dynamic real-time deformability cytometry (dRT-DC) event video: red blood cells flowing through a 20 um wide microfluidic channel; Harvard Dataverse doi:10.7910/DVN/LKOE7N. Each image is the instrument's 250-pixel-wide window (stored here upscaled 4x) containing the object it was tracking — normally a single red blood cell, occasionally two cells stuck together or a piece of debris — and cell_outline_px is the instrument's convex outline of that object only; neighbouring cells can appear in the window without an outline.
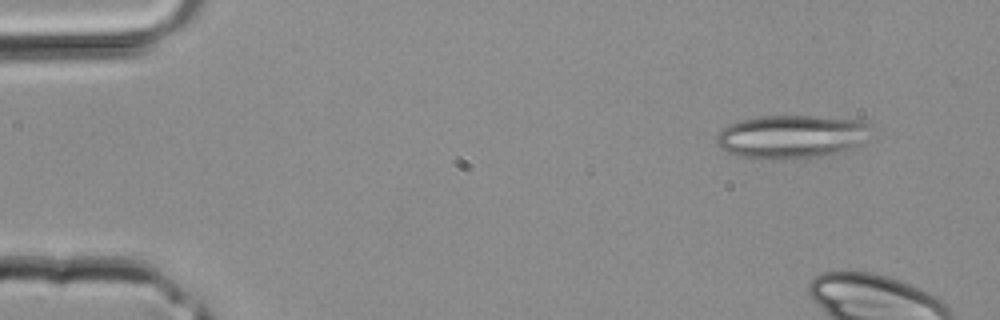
{"species": "common noctule bat (a hibernating species)", "species_latin": "Nyctalus noctula", "temperature_condition": "room temperature", "stored_images_in_passage": 5, "camera_frame_rate_fps": 3000, "um_per_image_px": 0.085, "animal": {"sex": "male", "body_mass_g": 20.4}, "frame": {"image": 1, "passage_image": 5, "time_ms": 1.333, "image_size_px": [1000, 320], "cell_outline_px": [[872, 140], [836, 152], [816, 156], [776, 160], [740, 156], [728, 152], [720, 148], [716, 144], [716, 136], [728, 124], [740, 120], [760, 116], [812, 116], [868, 120]], "centroid_in_image_um": [67.32, 11.6], "position_along_channel_um": 17.7, "area_um2": 39.25}}